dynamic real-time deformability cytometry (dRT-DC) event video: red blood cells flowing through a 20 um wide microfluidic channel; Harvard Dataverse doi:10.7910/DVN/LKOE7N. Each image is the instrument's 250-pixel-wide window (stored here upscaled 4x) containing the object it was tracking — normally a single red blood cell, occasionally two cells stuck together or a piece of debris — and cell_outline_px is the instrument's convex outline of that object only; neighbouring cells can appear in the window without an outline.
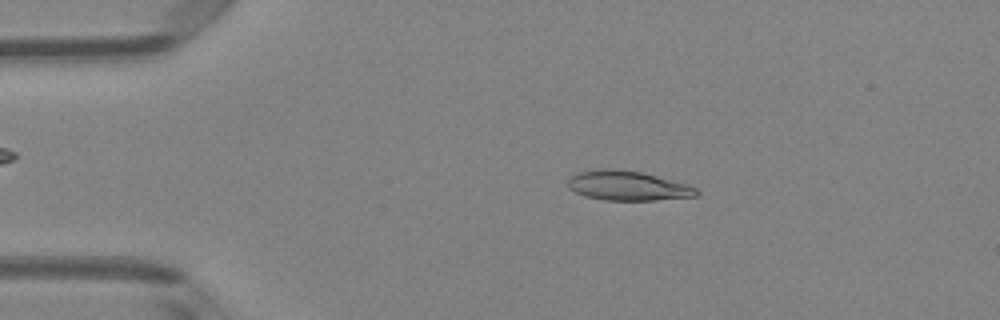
{"species": "Egyptian fruit bat (a non-hibernating species)", "species_latin": "Rousettus aegyptiacus", "temperature_condition": "room temperature", "stored_images_in_passage": 48, "camera_frame_rate_fps": 3000, "um_per_image_px": 0.085, "animal": {"sex": "female"}, "frame": {"image": 1, "passage_image": 9, "time_ms": 2.667, "image_size_px": [1000, 320], "cell_outline_px": [[700, 192], [696, 196], [656, 200], [604, 200], [588, 196], [576, 192], [568, 188], [568, 180], [576, 172], [596, 168], [612, 168], [640, 172], [688, 184], [696, 188]], "centroid_in_image_um": [53.34, 15.77], "position_along_channel_um": 31.7, "area_um2": 22.14}}
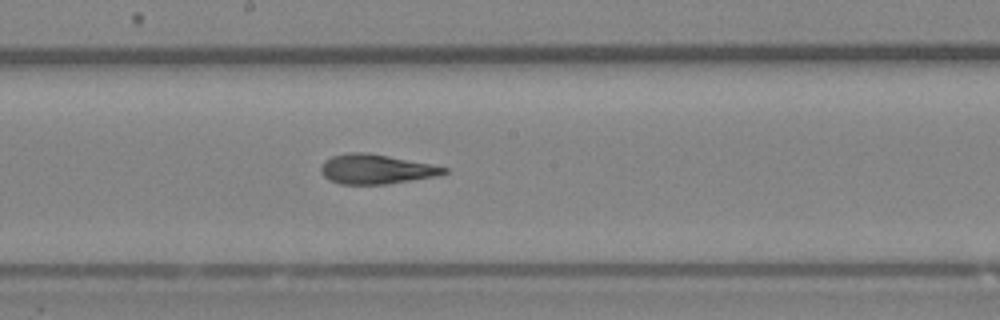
{"frame": {"image": 2, "passage_image": 26, "time_ms": 8.333, "image_size_px": [1000, 320], "cell_outline_px": [[448, 172], [436, 176], [388, 184], [340, 184], [328, 180], [320, 172], [320, 168], [324, 160], [332, 156], [348, 152], [368, 152], [448, 168]], "centroid_in_image_um": [31.9, 14.38], "position_along_channel_um": 216.3, "area_um2": 21.15}}
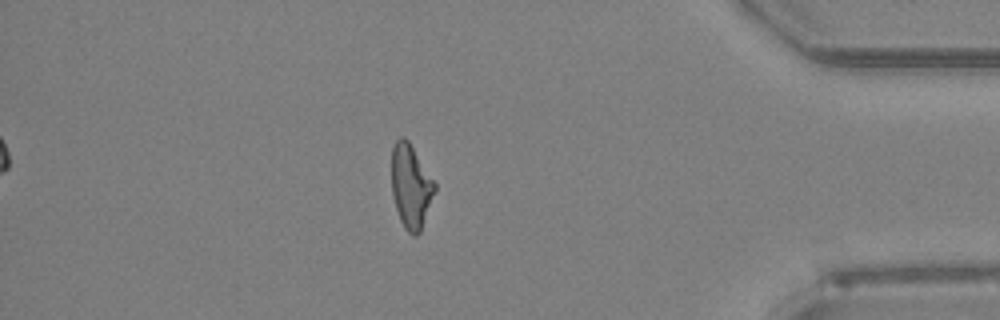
{"frame": {"image": 3, "passage_image": 42, "time_ms": 13.667, "image_size_px": [1000, 320], "cell_outline_px": [[436, 188], [420, 232], [416, 236], [412, 236], [404, 228], [400, 220], [396, 208], [392, 192], [392, 148], [396, 140], [400, 136], [404, 136], [408, 140], [436, 184]], "centroid_in_image_um": [34.91, 15.83], "position_along_channel_um": 400.3, "area_um2": 20.87}, "authors_computed_cell_mechanics": {"area_um2": 21.675, "velocity_mm_per_s": 4.1375, "shape_relaxation_time_tau1_ms": 5.6703, "shape_relaxation_time_tau2_ms": 1.9918, "deformation_change_tau1": 0.1734, "deformation_change_tau2": 0.1054}}